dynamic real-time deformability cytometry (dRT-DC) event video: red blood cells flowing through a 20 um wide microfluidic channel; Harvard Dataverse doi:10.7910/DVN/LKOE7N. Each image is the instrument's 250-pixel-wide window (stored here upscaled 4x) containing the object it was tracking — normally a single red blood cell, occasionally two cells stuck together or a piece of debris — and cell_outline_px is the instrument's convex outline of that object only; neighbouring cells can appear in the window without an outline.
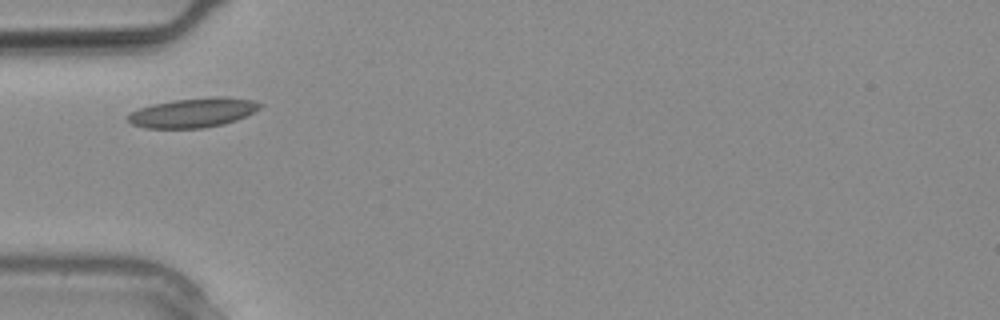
{"species": "common noctule bat (a hibernating species)", "species_latin": "Nyctalus noctula", "temperature_condition": "warm", "stored_images_in_passage": 4, "camera_frame_rate_fps": 3000, "um_per_image_px": 0.085, "animal": {"sex": "male", "body_mass_g": 20.4}, "frame": {"image": 1, "passage_image": 1, "time_ms": 0.0, "image_size_px": [1000, 320], "cell_outline_px": [[264, 104], [260, 108], [236, 120], [224, 124], [204, 128], [144, 128], [132, 124], [124, 116], [140, 108], [152, 104], [176, 100], [220, 96], [252, 100]], "centroid_in_image_um": [16.39, 9.59], "position_along_channel_um": 68.6, "area_um2": 22.48}}